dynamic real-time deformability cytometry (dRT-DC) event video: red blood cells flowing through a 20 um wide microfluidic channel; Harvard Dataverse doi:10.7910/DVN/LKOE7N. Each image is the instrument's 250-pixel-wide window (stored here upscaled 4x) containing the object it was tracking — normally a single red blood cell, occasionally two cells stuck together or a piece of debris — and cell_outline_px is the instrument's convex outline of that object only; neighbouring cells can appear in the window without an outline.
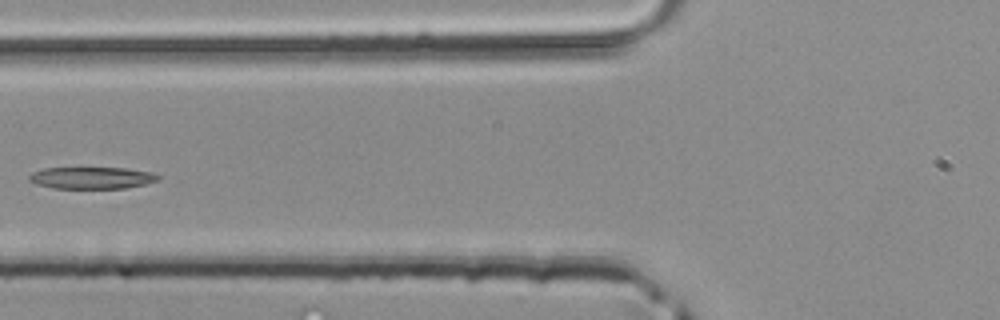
{"species": "common noctule bat (a hibernating species)", "species_latin": "Nyctalus noctula", "temperature_condition": "room temperature", "stored_images_in_passage": 4, "camera_frame_rate_fps": 3000, "um_per_image_px": 0.085, "animal": {"sex": "male", "body_mass_g": 20.4}, "frame": {"image": 1, "passage_image": 4, "time_ms": 1.0, "image_size_px": [1000, 320], "cell_outline_px": [[160, 180], [144, 184], [124, 188], [52, 188], [36, 184], [28, 180], [28, 176], [32, 172], [44, 168], [128, 168], [152, 172], [160, 176]], "centroid_in_image_um": [7.8, 15.11], "position_along_channel_um": 118.0, "area_um2": 16.47}}